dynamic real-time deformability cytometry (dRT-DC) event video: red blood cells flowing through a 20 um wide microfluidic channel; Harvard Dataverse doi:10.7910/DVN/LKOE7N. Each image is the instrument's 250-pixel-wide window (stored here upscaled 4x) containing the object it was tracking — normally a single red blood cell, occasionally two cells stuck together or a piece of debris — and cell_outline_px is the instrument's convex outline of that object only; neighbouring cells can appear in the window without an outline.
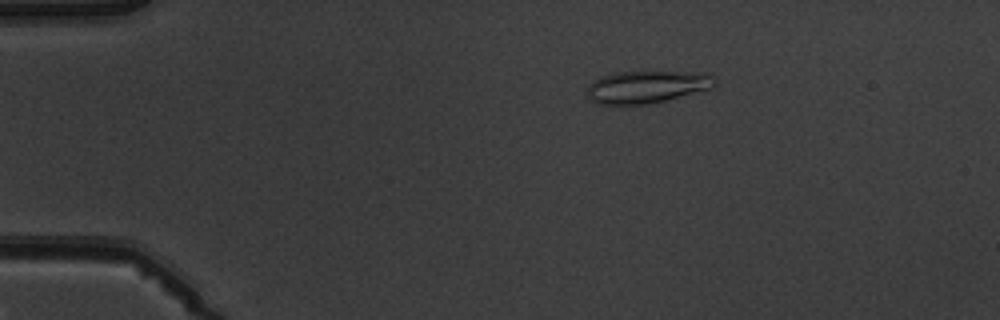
{"species": "common noctule bat (a hibernating species)", "species_latin": "Nyctalus noctula", "temperature_condition": "warm", "stored_images_in_passage": 5, "camera_frame_rate_fps": 3000, "um_per_image_px": 0.085, "animal": {"sex": "male", "body_mass_g": 19.5, "forearm_length_mm": 54.6}, "frame": {"image": 1, "passage_image": 5, "time_ms": 5.667, "image_size_px": [1000, 320], "cell_outline_px": [[716, 88], [664, 100], [644, 104], [596, 104], [588, 100], [588, 84], [600, 76], [616, 72], [708, 72], [716, 80]], "centroid_in_image_um": [55.0, 7.37], "position_along_channel_um": 30.0, "area_um2": 24.28}}